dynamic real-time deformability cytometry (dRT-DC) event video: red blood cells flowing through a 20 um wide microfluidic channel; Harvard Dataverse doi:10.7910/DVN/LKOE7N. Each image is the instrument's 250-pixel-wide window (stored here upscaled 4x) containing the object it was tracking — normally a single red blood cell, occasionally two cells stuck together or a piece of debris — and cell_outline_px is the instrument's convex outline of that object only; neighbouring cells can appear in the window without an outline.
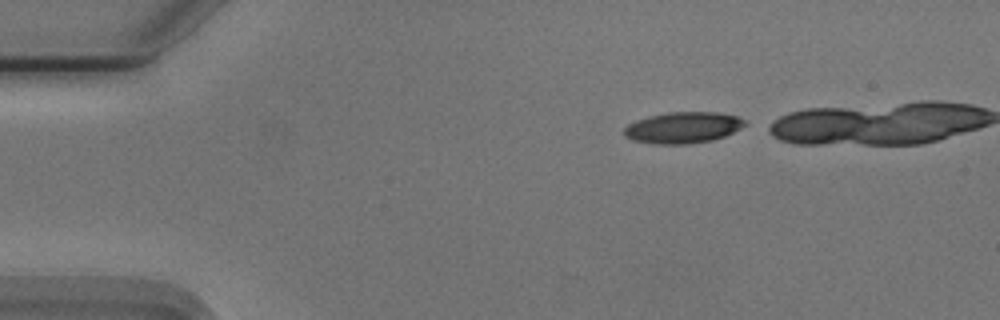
{"species": "Egyptian fruit bat (a non-hibernating species)", "species_latin": "Rousettus aegyptiacus", "temperature_condition": "cold", "stored_images_in_passage": 16, "camera_frame_rate_fps": 3000, "um_per_image_px": 0.085, "animal": {"sex": "male"}, "frame": {"image": 1, "passage_image": 1, "time_ms": 0.0, "image_size_px": [1000, 320], "cell_outline_px": [[748, 124], [724, 136], [712, 140], [688, 144], [652, 144], [632, 140], [624, 136], [624, 128], [628, 124], [636, 120], [648, 116], [668, 112], [716, 112], [736, 116], [744, 120]], "centroid_in_image_um": [58.02, 10.85], "position_along_channel_um": 27.0, "area_um2": 22.02}}
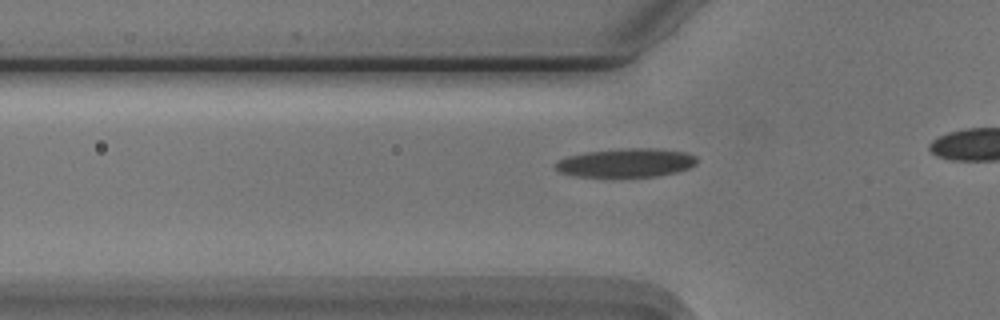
{"frame": {"image": 2, "passage_image": 10, "time_ms": 3.0, "image_size_px": [1000, 320], "cell_outline_px": [[696, 164], [688, 168], [676, 172], [656, 176], [576, 176], [560, 172], [556, 168], [556, 160], [568, 156], [584, 152], [628, 148], [656, 148], [684, 152], [696, 156]], "centroid_in_image_um": [53.21, 13.82], "position_along_channel_um": 72.6, "area_um2": 23.41}}
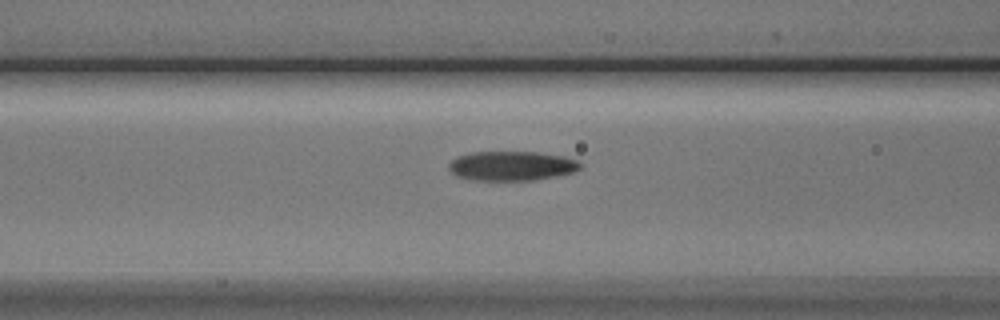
{"frame": {"image": 3, "passage_image": 14, "time_ms": 4.333, "image_size_px": [1000, 320], "cell_outline_px": [[584, 164], [580, 168], [572, 172], [556, 176], [536, 180], [472, 180], [456, 176], [448, 168], [448, 164], [452, 160], [460, 156], [472, 152], [536, 152], [564, 156], [576, 160]], "centroid_in_image_um": [43.5, 14.1], "position_along_channel_um": 123.1, "area_um2": 22.54}}